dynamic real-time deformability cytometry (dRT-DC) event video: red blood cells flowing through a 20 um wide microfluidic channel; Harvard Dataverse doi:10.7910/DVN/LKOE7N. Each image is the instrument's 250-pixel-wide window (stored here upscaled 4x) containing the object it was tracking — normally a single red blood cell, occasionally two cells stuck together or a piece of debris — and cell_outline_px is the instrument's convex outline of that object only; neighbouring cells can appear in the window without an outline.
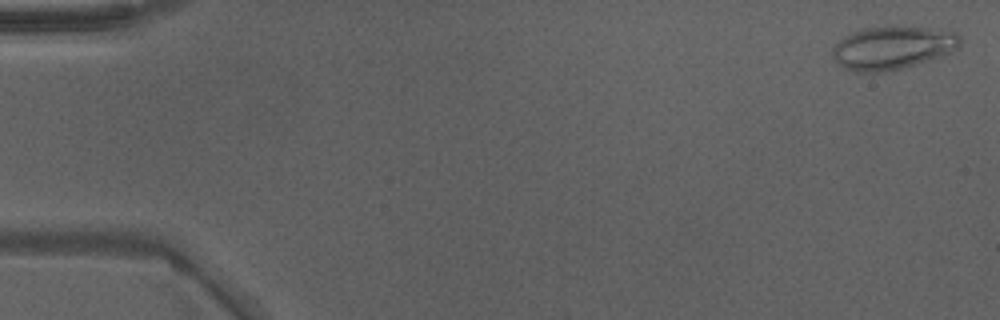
{"species": "Egyptian fruit bat (a non-hibernating species)", "species_latin": "Rousettus aegyptiacus", "temperature_condition": "warm", "stored_images_in_passage": 8, "camera_frame_rate_fps": 3000, "um_per_image_px": 0.085, "animal": {"sex": "male"}, "frame": {"image": 1, "passage_image": 2, "time_ms": 0.333, "image_size_px": [1000, 320], "cell_outline_px": [[960, 44], [956, 48], [944, 56], [900, 68], [884, 72], [856, 72], [844, 68], [832, 56], [832, 48], [844, 36], [852, 32], [864, 28], [924, 28], [956, 32], [960, 36]], "centroid_in_image_um": [75.85, 4.08], "position_along_channel_um": 9.2, "area_um2": 31.39}}